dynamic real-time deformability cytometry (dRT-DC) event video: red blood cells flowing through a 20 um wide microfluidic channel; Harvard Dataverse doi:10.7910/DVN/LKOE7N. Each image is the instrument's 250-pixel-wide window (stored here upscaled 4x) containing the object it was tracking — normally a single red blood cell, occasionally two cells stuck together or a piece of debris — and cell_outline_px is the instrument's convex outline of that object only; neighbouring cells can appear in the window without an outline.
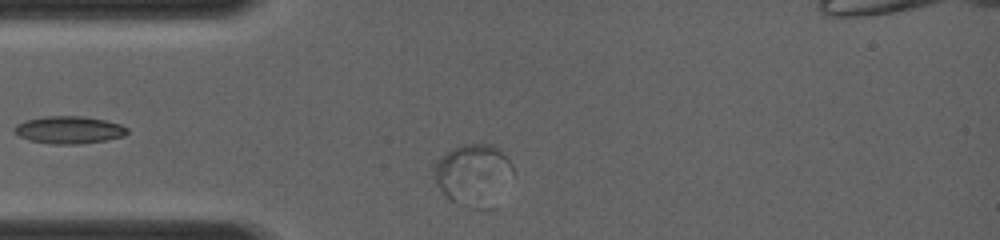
{"species": "common noctule bat (a hibernating species)", "species_latin": "Nyctalus noctula", "temperature_condition": "room temperature", "stored_images_in_passage": 3, "camera_frame_rate_fps": 4000, "um_per_image_px": 0.085, "animal": {"sex": "female", "body_mass_g": 19.0, "forearm_length_mm": 56.7}, "frame": {"image": 1, "passage_image": 1, "time_ms": 0.0, "image_size_px": [1000, 240], "cell_outline_px": [[512, 172], [452, 200], [436, 184], [432, 176], [432, 168], [436, 160], [440, 156], [452, 148], [464, 144], [492, 144], [500, 148], [512, 164]], "centroid_in_image_um": [39.91, 14.31], "position_along_channel_um": 45.1, "area_um2": 21.79}}
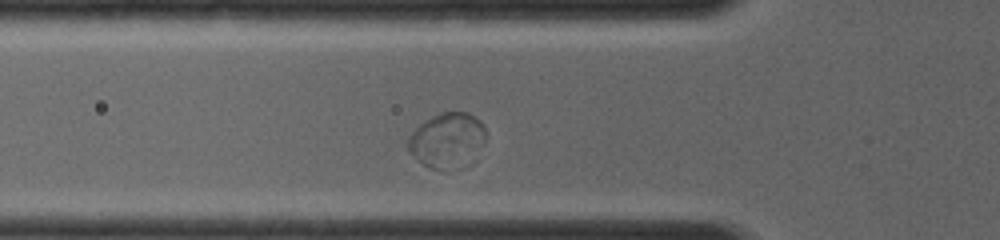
{"frame": {"image": 2, "passage_image": 3, "time_ms": 1.25, "image_size_px": [1000, 240], "cell_outline_px": [[488, 136], [484, 144], [440, 172], [428, 168], [408, 152], [408, 136], [420, 124], [432, 116], [440, 112], [468, 112], [480, 120]], "centroid_in_image_um": [37.92, 11.83], "position_along_channel_um": 87.9, "area_um2": 23.76}}